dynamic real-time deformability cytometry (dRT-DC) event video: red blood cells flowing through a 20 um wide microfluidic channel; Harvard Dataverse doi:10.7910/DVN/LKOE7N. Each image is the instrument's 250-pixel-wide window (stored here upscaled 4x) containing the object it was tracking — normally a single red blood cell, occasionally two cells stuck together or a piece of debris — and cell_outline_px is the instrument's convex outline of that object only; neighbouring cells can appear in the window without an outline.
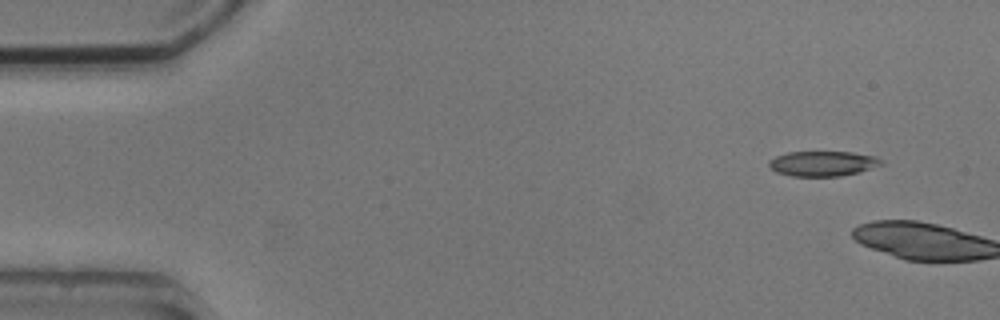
{"species": "common noctule bat (a hibernating species)", "species_latin": "Nyctalus noctula", "temperature_condition": "cold", "stored_images_in_passage": 2, "camera_frame_rate_fps": 3000, "um_per_image_px": 0.085, "animal": {"sex": "male", "body_mass_g": 20.5, "forearm_length_mm": 52.5}, "frame": {"image": 1, "passage_image": 1, "time_ms": 0.0, "image_size_px": [1000, 320], "cell_outline_px": [[884, 164], [860, 172], [840, 176], [792, 176], [776, 172], [768, 164], [768, 160], [776, 156], [788, 152], [852, 152], [876, 156], [884, 160]], "centroid_in_image_um": [69.98, 13.9], "position_along_channel_um": 15.0, "area_um2": 16.53}}